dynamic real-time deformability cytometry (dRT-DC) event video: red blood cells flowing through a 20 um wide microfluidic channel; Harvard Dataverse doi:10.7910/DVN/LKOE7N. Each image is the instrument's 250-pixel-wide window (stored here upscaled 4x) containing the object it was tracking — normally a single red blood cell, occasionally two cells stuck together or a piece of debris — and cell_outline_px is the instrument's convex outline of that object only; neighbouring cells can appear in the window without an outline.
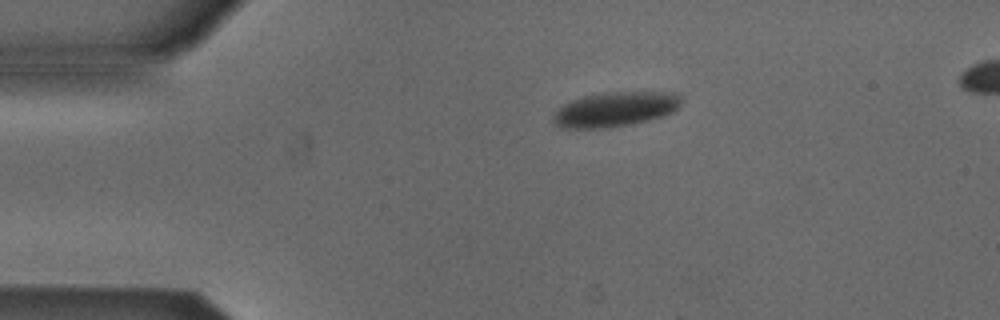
{"species": "Egyptian fruit bat (a non-hibernating species)", "species_latin": "Rousettus aegyptiacus", "temperature_condition": "cold", "stored_images_in_passage": 43, "camera_frame_rate_fps": 3000, "um_per_image_px": 0.085, "animal": {"sex": "male"}, "frame": {"image": 1, "passage_image": 4, "time_ms": 1.0, "image_size_px": [1000, 320], "cell_outline_px": [[680, 104], [672, 112], [648, 120], [632, 124], [608, 128], [564, 128], [556, 124], [552, 120], [552, 116], [564, 104], [580, 96], [604, 92], [680, 92]], "centroid_in_image_um": [52.28, 9.28], "position_along_channel_um": 32.7, "area_um2": 25.89}}
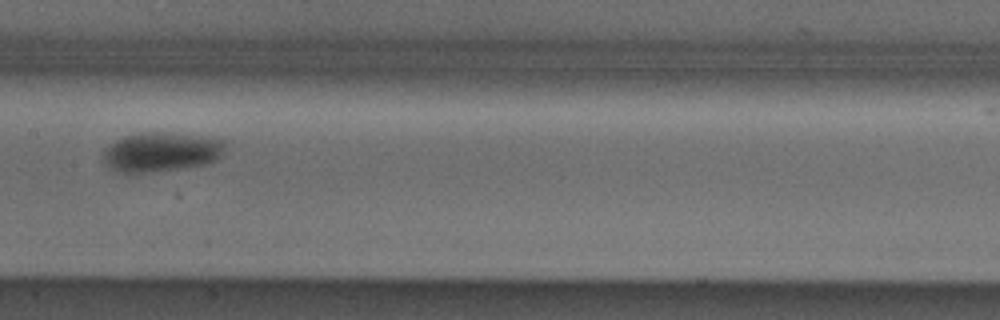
{"frame": {"image": 2, "passage_image": 20, "time_ms": 6.333, "image_size_px": [1000, 320], "cell_outline_px": [[224, 144], [220, 156], [204, 164], [180, 168], [128, 176], [116, 172], [104, 164], [104, 148], [116, 140], [124, 136], [140, 132], [172, 132], [224, 140]], "centroid_in_image_um": [13.58, 12.94], "position_along_channel_um": 193.8, "area_um2": 28.32}}
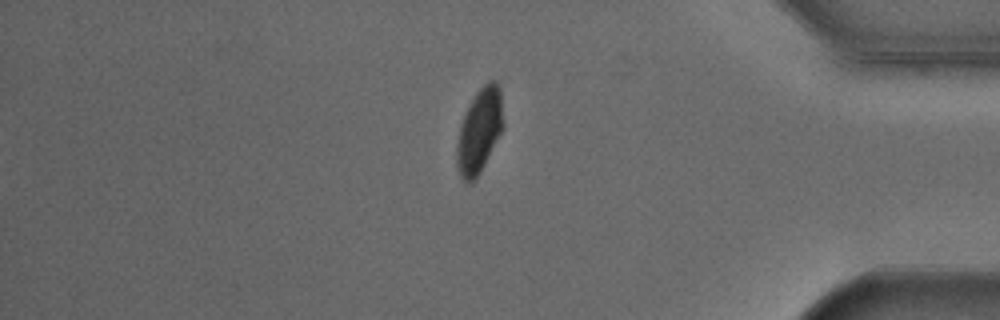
{"frame": {"image": 3, "passage_image": 38, "time_ms": 12.333, "image_size_px": [1000, 320], "cell_outline_px": [[504, 128], [480, 172], [472, 184], [468, 184], [460, 176], [456, 164], [456, 148], [460, 124], [476, 92], [488, 80], [496, 80], [500, 88], [504, 124]], "centroid_in_image_um": [40.76, 11.13], "position_along_channel_um": 394.4, "area_um2": 22.95}}